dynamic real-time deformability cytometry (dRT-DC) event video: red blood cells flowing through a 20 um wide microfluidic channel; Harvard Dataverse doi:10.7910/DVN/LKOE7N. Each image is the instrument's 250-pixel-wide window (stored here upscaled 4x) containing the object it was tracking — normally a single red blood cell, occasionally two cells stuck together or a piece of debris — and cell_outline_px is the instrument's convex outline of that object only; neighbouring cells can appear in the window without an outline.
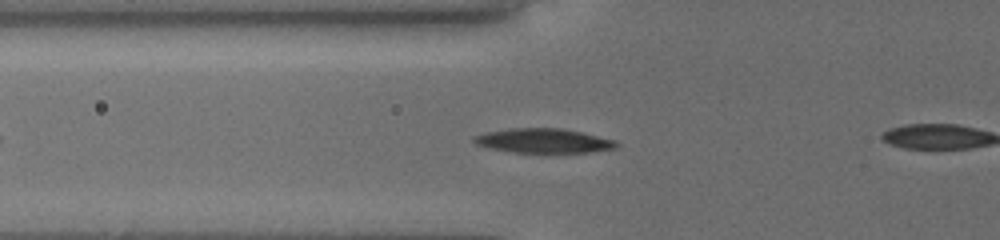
{"species": "common noctule bat (a hibernating species)", "species_latin": "Nyctalus noctula", "temperature_condition": "cold", "stored_images_in_passage": 9, "camera_frame_rate_fps": 3000, "um_per_image_px": 0.085, "animal": {"sex": "female", "body_mass_g": 19.5, "forearm_length_mm": 54.1}, "frame": {"image": 1, "passage_image": 5, "time_ms": 0.667, "image_size_px": [1000, 240], "cell_outline_px": [[620, 144], [616, 148], [592, 152], [508, 152], [488, 148], [476, 144], [472, 140], [472, 136], [484, 132], [508, 128], [560, 128], [584, 132], [616, 140]], "centroid_in_image_um": [46.18, 11.95], "position_along_channel_um": 79.6, "area_um2": 20.58}}